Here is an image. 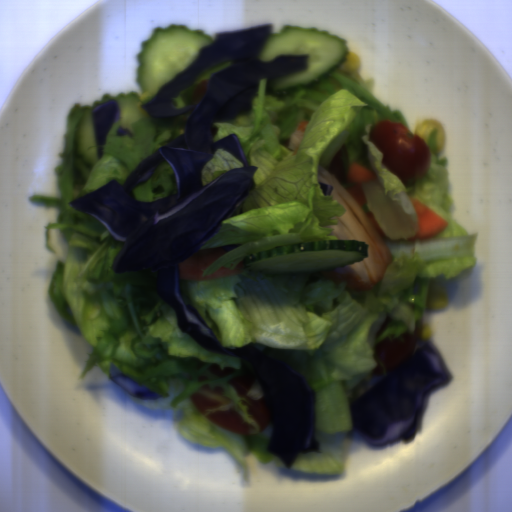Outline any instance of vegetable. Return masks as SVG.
Segmentation results:
<instances>
[{"label":"vegetable","instance_id":"vegetable-1","mask_svg":"<svg viewBox=\"0 0 512 512\" xmlns=\"http://www.w3.org/2000/svg\"><path fill=\"white\" fill-rule=\"evenodd\" d=\"M341 68V67H340ZM334 69L318 83L274 94L270 79L258 81L249 113L214 122L217 142L236 134L253 174L254 191L224 222L201 250L239 246L206 269H235L247 256L269 249L315 241H340L331 236L346 208L325 195L319 166L327 170L345 146L342 168L347 176L360 163L378 178L361 183L365 214L372 212L392 253L383 277L370 290L336 285L321 272L270 274L251 271L207 281L178 280L185 303L197 310L205 325L227 350L251 345L288 366L313 391L318 448L300 453L290 469L297 473H344L346 449L356 430L350 406L369 390L377 361L375 347L391 335L414 333L423 319L428 288L439 275L447 280L473 268L477 233L457 222L449 185L448 159L439 158L437 129L427 138L429 167L405 183L383 163L370 140L383 120L402 123L408 138L416 136L399 110L374 94L375 78ZM310 122L294 154L289 137L302 121ZM432 209L448 226L429 239L408 241L418 227L410 198ZM202 276V277H203ZM389 314V325L374 335Z\"/></svg>","mask_w":512,"mask_h":512},{"label":"vegetable","instance_id":"vegetable-5","mask_svg":"<svg viewBox=\"0 0 512 512\" xmlns=\"http://www.w3.org/2000/svg\"><path fill=\"white\" fill-rule=\"evenodd\" d=\"M230 65H232V62H230L229 60H221L206 67L195 77V79L186 89L181 91L176 97H172L171 107L178 109L192 104L195 87L202 81L209 80L210 75L214 72H217Z\"/></svg>","mask_w":512,"mask_h":512},{"label":"vegetable","instance_id":"vegetable-6","mask_svg":"<svg viewBox=\"0 0 512 512\" xmlns=\"http://www.w3.org/2000/svg\"><path fill=\"white\" fill-rule=\"evenodd\" d=\"M250 382L252 383V385L246 394L248 396H250L251 398H254L257 400H261L262 398L264 399L262 389H261L259 382H257V381H250Z\"/></svg>","mask_w":512,"mask_h":512},{"label":"vegetable","instance_id":"vegetable-2","mask_svg":"<svg viewBox=\"0 0 512 512\" xmlns=\"http://www.w3.org/2000/svg\"><path fill=\"white\" fill-rule=\"evenodd\" d=\"M74 104L67 113L66 147L58 152L62 162L55 167V185L60 197L32 195L29 201L42 207H59L56 222L47 223L46 246L56 254L57 265L49 285L50 299L64 319L79 328L92 347L80 374L81 379L95 367L110 376L111 362L119 370L161 397L138 400L143 407L180 410L175 423L187 441L225 448L240 465L241 483L250 476L244 453L261 463L285 466L278 455L268 451L272 435L269 423L260 431L251 419L244 397H238L230 381L237 379L240 363L206 350L178 326L176 312L157 294L161 279L151 270L116 273L114 261L124 243L106 225L69 203L112 180L122 185L131 171L161 146L185 133L192 112L170 117L144 113L128 134L118 136L123 118L116 121L106 136L98 161L88 167L74 155V135L79 120L88 108ZM213 363L234 368V373L218 377L207 370ZM224 387L231 402L201 414L190 402L196 390ZM236 409L253 429L250 435L231 434L206 419L210 413Z\"/></svg>","mask_w":512,"mask_h":512},{"label":"vegetable","instance_id":"vegetable-3","mask_svg":"<svg viewBox=\"0 0 512 512\" xmlns=\"http://www.w3.org/2000/svg\"><path fill=\"white\" fill-rule=\"evenodd\" d=\"M178 191L173 167L161 162L153 174L133 189L136 201L151 202L175 194Z\"/></svg>","mask_w":512,"mask_h":512},{"label":"vegetable","instance_id":"vegetable-7","mask_svg":"<svg viewBox=\"0 0 512 512\" xmlns=\"http://www.w3.org/2000/svg\"><path fill=\"white\" fill-rule=\"evenodd\" d=\"M155 96H156V95H155ZM155 96H151V95H150V96H147V97H146V98H145V99L140 103V107H141V105H142V104H146V103H148L149 101H151L152 99H154V98H155Z\"/></svg>","mask_w":512,"mask_h":512},{"label":"vegetable","instance_id":"vegetable-4","mask_svg":"<svg viewBox=\"0 0 512 512\" xmlns=\"http://www.w3.org/2000/svg\"><path fill=\"white\" fill-rule=\"evenodd\" d=\"M244 163L235 158L232 154L224 149L215 151L211 160H208L201 171L202 185L210 183L213 179L226 174L231 169H242Z\"/></svg>","mask_w":512,"mask_h":512}]
</instances>
